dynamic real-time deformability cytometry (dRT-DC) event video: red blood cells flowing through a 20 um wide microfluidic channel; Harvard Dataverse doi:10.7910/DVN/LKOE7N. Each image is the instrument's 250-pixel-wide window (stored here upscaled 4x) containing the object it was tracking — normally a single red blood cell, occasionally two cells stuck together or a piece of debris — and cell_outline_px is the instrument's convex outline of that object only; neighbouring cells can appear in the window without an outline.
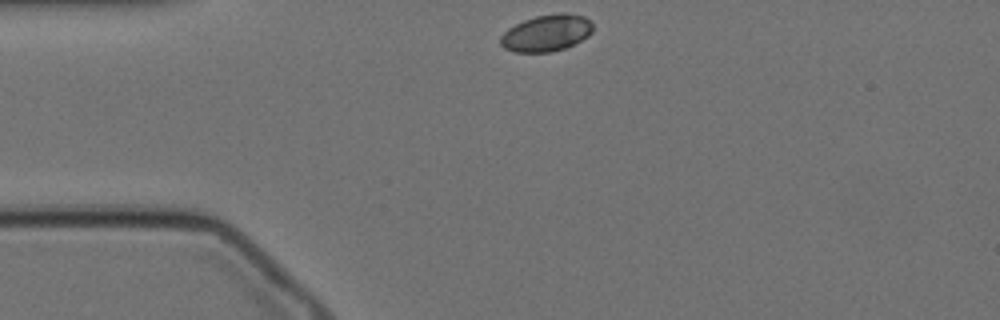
{"species": "Egyptian fruit bat (a non-hibernating species)", "species_latin": "Rousettus aegyptiacus", "temperature_condition": "cold", "stored_images_in_passage": 8, "camera_frame_rate_fps": 3000, "um_per_image_px": 0.085, "animal": {"sex": "female"}, "frame": {"image": 1, "passage_image": 1, "time_ms": 0.0, "image_size_px": [1000, 320], "cell_outline_px": [[592, 32], [588, 36], [564, 48], [552, 52], [512, 52], [504, 48], [500, 44], [500, 36], [508, 28], [524, 20], [536, 16], [556, 12], [564, 12], [584, 16], [592, 24]], "centroid_in_image_um": [46.42, 2.8], "position_along_channel_um": 38.6, "area_um2": 19.77}}
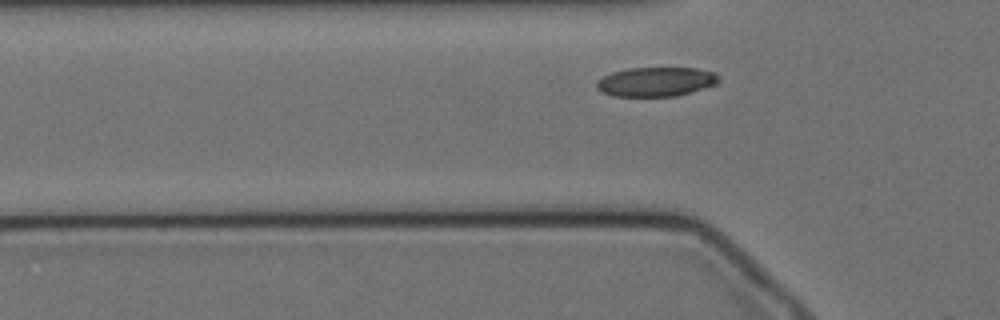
{"frame": {"image": 2, "passage_image": 6, "time_ms": 1.667, "image_size_px": [1000, 320], "cell_outline_px": [[720, 80], [716, 84], [676, 96], [612, 96], [600, 92], [596, 88], [596, 80], [612, 72], [628, 68], [696, 68], [712, 72], [720, 76]], "centroid_in_image_um": [55.71, 6.95], "position_along_channel_um": 70.1, "area_um2": 20.87}}